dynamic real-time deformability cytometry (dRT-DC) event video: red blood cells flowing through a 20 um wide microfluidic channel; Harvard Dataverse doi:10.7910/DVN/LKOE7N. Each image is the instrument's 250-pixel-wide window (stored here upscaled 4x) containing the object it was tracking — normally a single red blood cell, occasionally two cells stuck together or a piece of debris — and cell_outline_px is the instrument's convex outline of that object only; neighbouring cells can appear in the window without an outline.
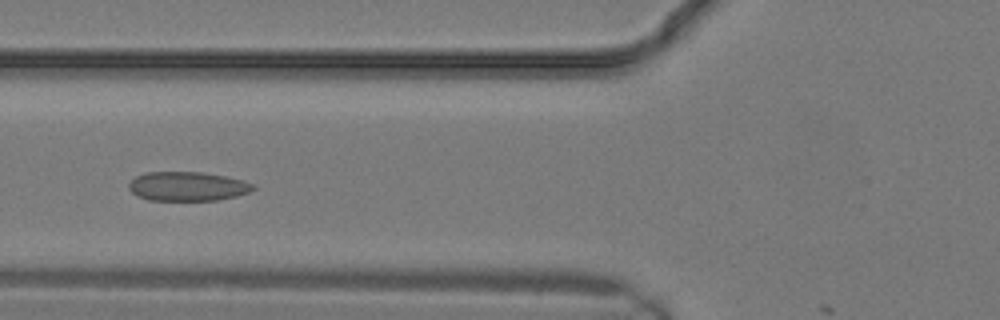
{"species": "common noctule bat (a hibernating species)", "species_latin": "Nyctalus noctula", "temperature_condition": "warm", "stored_images_in_passage": 11, "camera_frame_rate_fps": 3000, "um_per_image_px": 0.085, "animal": {"sex": "male", "body_mass_g": 19.2, "forearm_length_mm": 51.8}, "frame": {"image": 1, "passage_image": 10, "time_ms": 3.0, "image_size_px": [1000, 320], "cell_outline_px": [[256, 188], [248, 192], [236, 196], [216, 200], [148, 200], [132, 192], [128, 188], [128, 184], [136, 176], [144, 172], [204, 172], [224, 176], [240, 180], [252, 184]], "centroid_in_image_um": [15.9, 15.83], "position_along_channel_um": 109.9, "area_um2": 20.92}}